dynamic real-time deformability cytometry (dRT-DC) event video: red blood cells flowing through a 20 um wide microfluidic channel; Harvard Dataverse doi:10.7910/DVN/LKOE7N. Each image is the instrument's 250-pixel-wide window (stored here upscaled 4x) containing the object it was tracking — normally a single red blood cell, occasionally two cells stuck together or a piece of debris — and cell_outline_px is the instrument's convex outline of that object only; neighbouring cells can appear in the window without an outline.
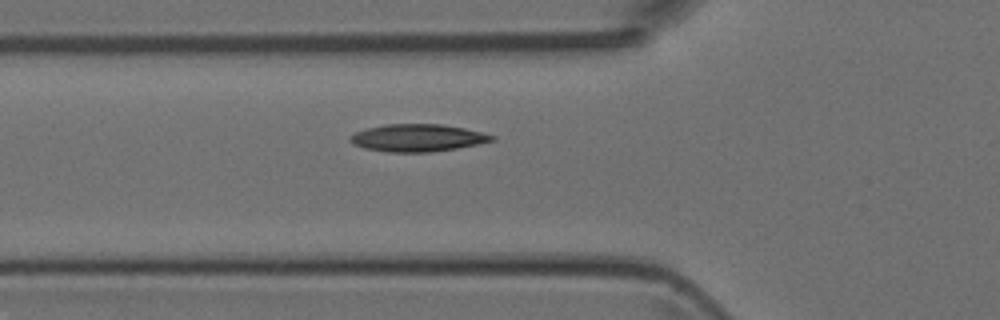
{"species": "Egyptian fruit bat (a non-hibernating species)", "species_latin": "Rousettus aegyptiacus", "temperature_condition": "room temperature", "stored_images_in_passage": 34, "camera_frame_rate_fps": 3000, "um_per_image_px": 0.085, "animal": {"sex": "female"}, "frame": {"image": 1, "passage_image": 3, "time_ms": 0.667, "image_size_px": [1000, 320], "cell_outline_px": [[496, 140], [456, 148], [428, 152], [388, 152], [364, 148], [352, 144], [348, 140], [348, 136], [356, 132], [368, 128], [384, 124], [440, 124], [464, 128], [496, 136]], "centroid_in_image_um": [35.45, 11.71], "position_along_channel_um": 90.3, "area_um2": 22.54}}
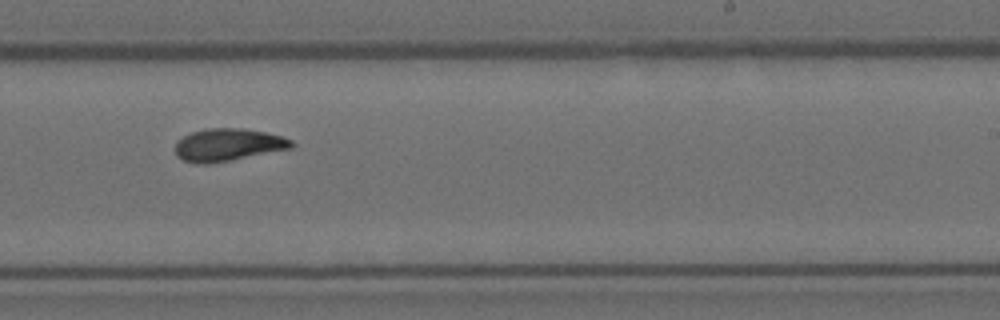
{"frame": {"image": 2, "passage_image": 16, "time_ms": 5.0, "image_size_px": [1000, 320], "cell_outline_px": [[296, 144], [292, 148], [232, 160], [204, 164], [196, 164], [184, 160], [176, 156], [176, 144], [184, 136], [192, 132], [208, 128], [244, 128], [264, 132], [280, 136], [292, 140]], "centroid_in_image_um": [19.4, 12.31], "position_along_channel_um": 269.6, "area_um2": 21.91}}
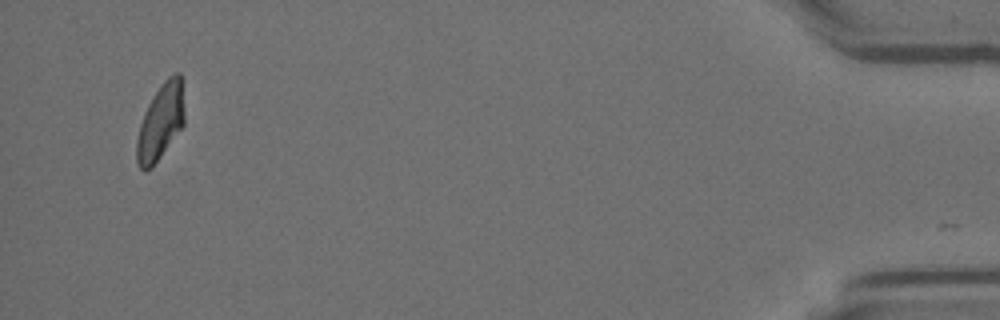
{"frame": {"image": 3, "passage_image": 33, "time_ms": 10.667, "image_size_px": [1000, 320], "cell_outline_px": [[184, 124], [152, 168], [144, 172], [140, 168], [136, 160], [136, 140], [140, 124], [144, 112], [152, 96], [160, 84], [168, 76], [176, 72], [180, 72], [184, 112]], "centroid_in_image_um": [13.62, 10.37], "position_along_channel_um": 421.6, "area_um2": 21.15}}